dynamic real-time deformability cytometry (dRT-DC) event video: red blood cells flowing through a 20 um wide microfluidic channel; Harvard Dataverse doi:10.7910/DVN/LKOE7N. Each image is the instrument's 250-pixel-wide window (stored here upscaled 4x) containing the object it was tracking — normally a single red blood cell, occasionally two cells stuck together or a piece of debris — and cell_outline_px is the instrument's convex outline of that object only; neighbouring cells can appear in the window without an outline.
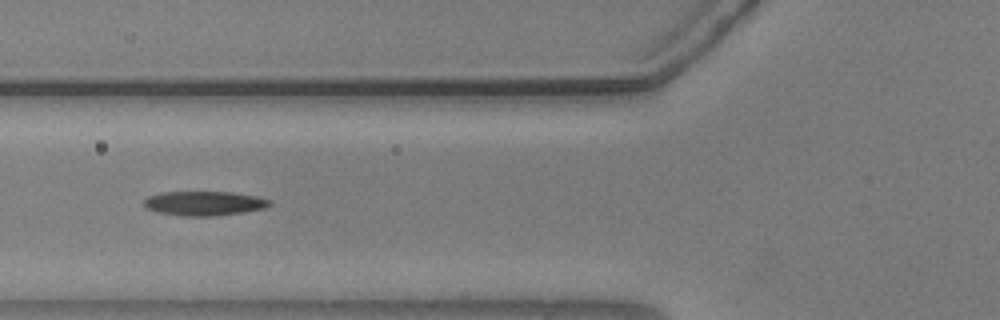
{"species": "common noctule bat (a hibernating species)", "species_latin": "Nyctalus noctula", "temperature_condition": "warm", "stored_images_in_passage": 38, "camera_frame_rate_fps": 3000, "um_per_image_px": 0.085, "animal": {"sex": "male", "body_mass_g": 20.5, "forearm_length_mm": 52.5}, "frame": {"image": 1, "passage_image": 6, "time_ms": 1.667, "image_size_px": [1000, 320], "cell_outline_px": [[272, 204], [264, 208], [216, 216], [184, 216], [156, 212], [148, 208], [144, 204], [144, 200], [148, 196], [160, 192], [232, 192], [260, 196], [268, 200]], "centroid_in_image_um": [17.35, 17.28], "position_along_channel_um": 108.5, "area_um2": 17.8}}